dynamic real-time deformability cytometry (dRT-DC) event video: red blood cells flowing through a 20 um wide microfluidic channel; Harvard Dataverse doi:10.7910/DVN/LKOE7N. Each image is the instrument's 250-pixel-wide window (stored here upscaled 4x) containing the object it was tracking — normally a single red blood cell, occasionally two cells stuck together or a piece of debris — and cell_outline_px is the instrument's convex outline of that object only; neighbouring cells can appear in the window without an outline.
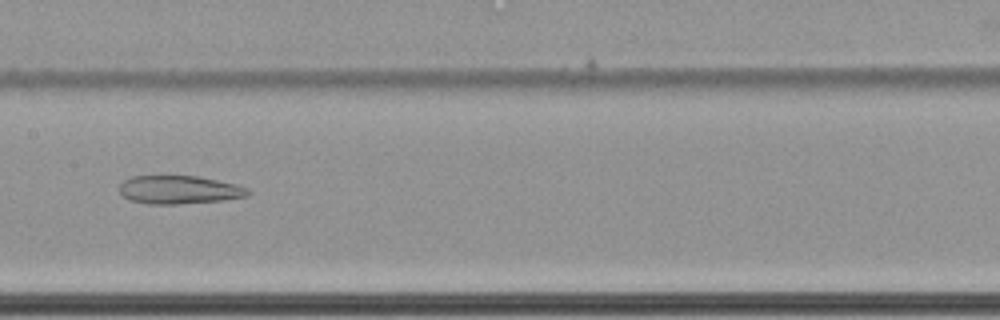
{"species": "common noctule bat (a hibernating species)", "species_latin": "Nyctalus noctula", "temperature_condition": "cold", "stored_images_in_passage": 63, "camera_frame_rate_fps": 3000, "um_per_image_px": 0.085, "animal": {"sex": "female", "body_mass_g": 22.7, "forearm_length_mm": 54.2}, "frame": {"image": 1, "passage_image": 35, "time_ms": 11.333, "image_size_px": [1000, 320], "cell_outline_px": [[252, 192], [248, 196], [224, 200], [176, 204], [148, 204], [128, 200], [120, 192], [120, 184], [124, 180], [132, 176], [196, 176], [236, 184], [248, 188]], "centroid_in_image_um": [15.24, 16.13], "position_along_channel_um": 192.2, "area_um2": 21.21}}
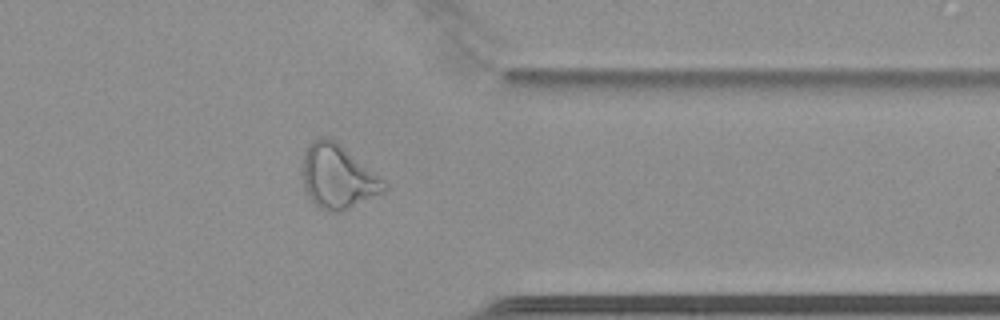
{"frame": {"image": 2, "passage_image": 52, "time_ms": 17.0, "image_size_px": [1000, 320], "cell_outline_px": [[388, 188], [384, 192], [340, 212], [328, 212], [320, 208], [304, 192], [304, 156], [312, 140], [320, 136], [324, 136], [336, 140], [380, 176], [388, 184]], "centroid_in_image_um": [28.74, 15.02], "position_along_channel_um": 382.7, "area_um2": 30.29}}
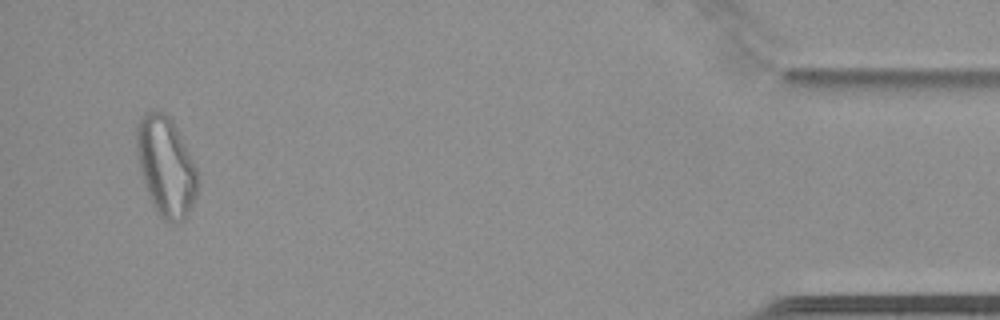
{"frame": {"image": 3, "passage_image": 61, "time_ms": 20.0, "image_size_px": [1000, 320], "cell_outline_px": [[200, 184], [196, 196], [184, 220], [176, 224], [172, 224], [164, 220], [160, 216], [152, 204], [144, 184], [136, 152], [136, 128], [140, 116], [144, 112], [168, 112], [200, 176]], "centroid_in_image_um": [14.11, 14.17], "position_along_channel_um": 421.1, "area_um2": 35.49}}